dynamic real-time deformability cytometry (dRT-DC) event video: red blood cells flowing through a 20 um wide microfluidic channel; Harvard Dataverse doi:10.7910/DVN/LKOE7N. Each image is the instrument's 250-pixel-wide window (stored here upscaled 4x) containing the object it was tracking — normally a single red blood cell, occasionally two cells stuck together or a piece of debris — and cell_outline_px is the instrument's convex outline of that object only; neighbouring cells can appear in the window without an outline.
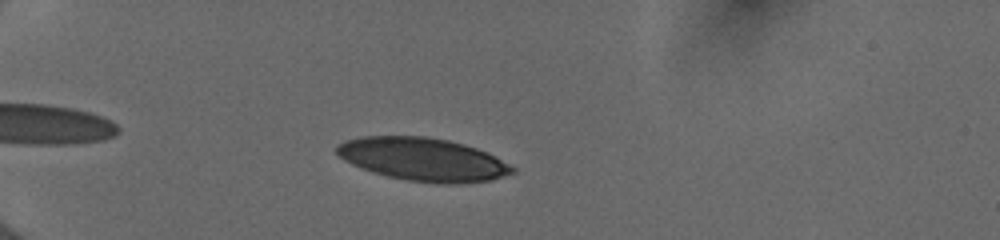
{"species": "human", "species_latin": "Homo sapiens", "temperature_condition": "cold", "stored_images_in_passage": 43, "camera_frame_rate_fps": 3000, "um_per_image_px": 0.085, "donor": {"sex": "female"}, "frame": {"image": 1, "passage_image": 6, "time_ms": 1.667, "image_size_px": [1000, 240], "cell_outline_px": [[516, 172], [492, 180], [456, 184], [440, 184], [408, 180], [388, 176], [372, 172], [352, 164], [344, 160], [336, 152], [336, 144], [344, 140], [364, 136], [424, 136], [448, 140], [464, 144], [476, 148], [496, 156], [516, 168]], "centroid_in_image_um": [35.97, 13.54], "position_along_channel_um": 49.0, "area_um2": 44.22}}
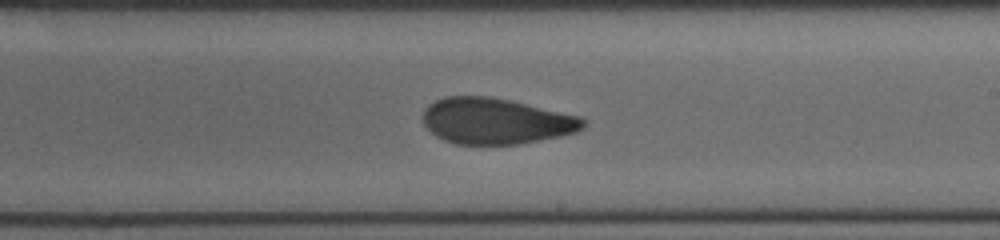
{"frame": {"image": 2, "passage_image": 24, "time_ms": 7.667, "image_size_px": [1000, 240], "cell_outline_px": [[588, 124], [584, 128], [576, 132], [560, 136], [520, 144], [456, 144], [444, 140], [436, 136], [424, 124], [424, 108], [428, 104], [444, 96], [488, 96], [512, 100], [580, 116], [588, 120]], "centroid_in_image_um": [42.19, 10.28], "position_along_channel_um": 246.8, "area_um2": 43.23}}
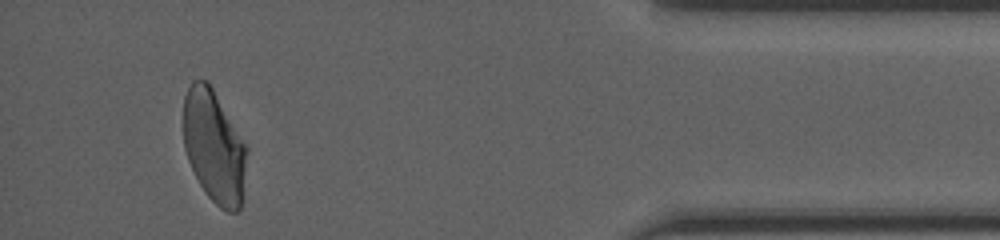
{"frame": {"image": 3, "passage_image": 40, "time_ms": 13.0, "image_size_px": [1000, 240], "cell_outline_px": [[244, 168], [240, 208], [236, 212], [228, 212], [220, 208], [204, 192], [188, 160], [184, 148], [184, 96], [192, 80], [208, 80], [244, 144]], "centroid_in_image_um": [18.13, 12.44], "position_along_channel_um": 417.1, "area_um2": 40.34}, "authors_computed_cell_mechanics": {"area_um2": 43.4656, "velocity_mm_per_s": 3.9959, "shape_relaxation_time_tau1_ms": 4.3091, "shape_relaxation_time_tau2_ms": 1.5887, "deformation_change_tau1": 0.1483, "deformation_change_tau2": 0.0746}}